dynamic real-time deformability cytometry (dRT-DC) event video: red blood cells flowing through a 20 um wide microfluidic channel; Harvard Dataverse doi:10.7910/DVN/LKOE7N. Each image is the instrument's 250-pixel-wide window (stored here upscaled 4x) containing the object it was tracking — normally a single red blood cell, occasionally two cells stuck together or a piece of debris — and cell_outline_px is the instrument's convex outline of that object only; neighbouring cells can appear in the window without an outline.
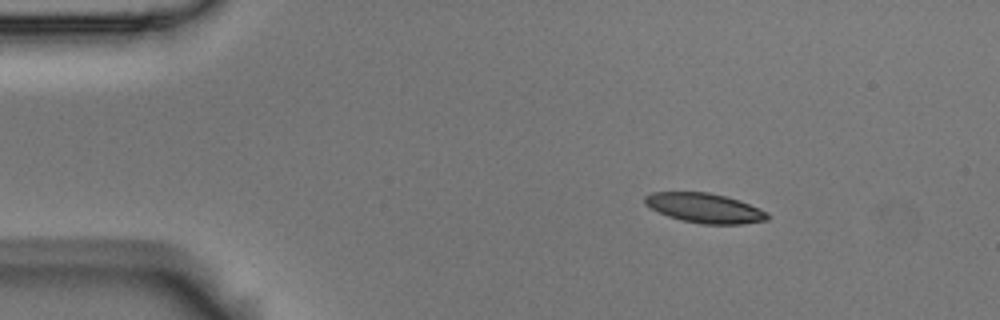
{"species": "Egyptian fruit bat (a non-hibernating species)", "species_latin": "Rousettus aegyptiacus", "temperature_condition": "room temperature", "stored_images_in_passage": 5, "segment_of_instrument_passage": [1, 2], "camera_frame_rate_fps": 3000, "um_per_image_px": 0.085, "animal": {"sex": "male"}, "frame": {"image": 1, "passage_image": 2, "time_ms": 0.333, "image_size_px": [1000, 320], "cell_outline_px": [[768, 220], [740, 224], [700, 224], [680, 220], [668, 216], [644, 204], [644, 196], [652, 192], [708, 192], [740, 200], [760, 208], [768, 212]], "centroid_in_image_um": [59.9, 17.68], "position_along_channel_um": 25.1, "area_um2": 21.21}}